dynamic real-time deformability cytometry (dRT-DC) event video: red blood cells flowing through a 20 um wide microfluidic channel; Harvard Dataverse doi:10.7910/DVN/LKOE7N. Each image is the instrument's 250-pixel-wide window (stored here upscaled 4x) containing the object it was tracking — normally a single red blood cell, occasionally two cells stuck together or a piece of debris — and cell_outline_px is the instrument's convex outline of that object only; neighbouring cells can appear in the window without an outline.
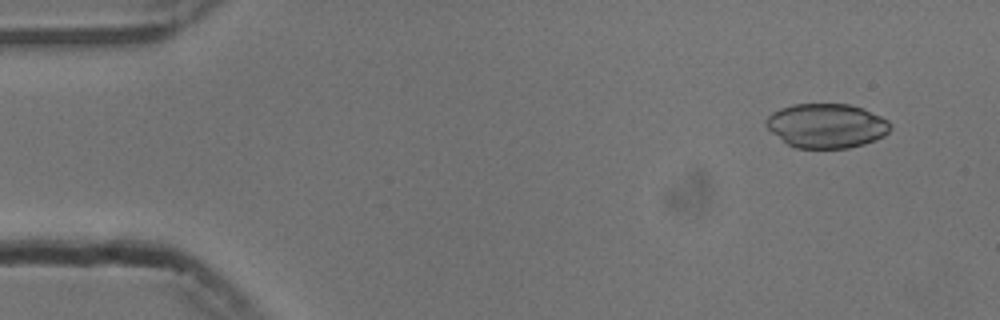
{"species": "common noctule bat (a hibernating species)", "species_latin": "Nyctalus noctula", "temperature_condition": "cold", "stored_images_in_passage": 53, "camera_frame_rate_fps": 3000, "um_per_image_px": 0.085, "animal": {"sex": "male", "body_mass_g": 13.3}, "frame": {"image": 1, "passage_image": 4, "time_ms": 1.0, "image_size_px": [1000, 320], "cell_outline_px": [[892, 128], [884, 136], [876, 140], [864, 144], [848, 148], [796, 148], [788, 144], [772, 132], [764, 124], [764, 120], [772, 112], [780, 108], [792, 104], [848, 104], [864, 108], [888, 120]], "centroid_in_image_um": [70.26, 10.68], "position_along_channel_um": 14.7, "area_um2": 32.25}}
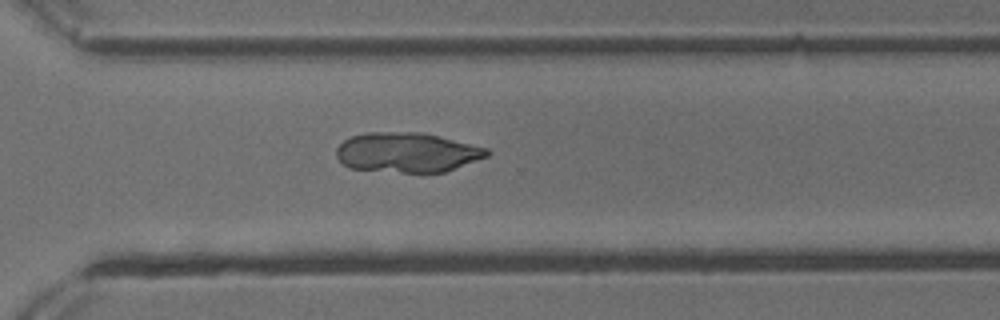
{"frame": {"image": 2, "passage_image": 38, "time_ms": 12.333, "image_size_px": [1000, 320], "cell_outline_px": [[492, 152], [488, 156], [444, 172], [400, 172], [348, 168], [336, 156], [336, 148], [344, 140], [352, 136], [368, 132], [420, 132], [488, 148]], "centroid_in_image_um": [34.59, 12.95], "position_along_channel_um": 336.0, "area_um2": 34.68}}
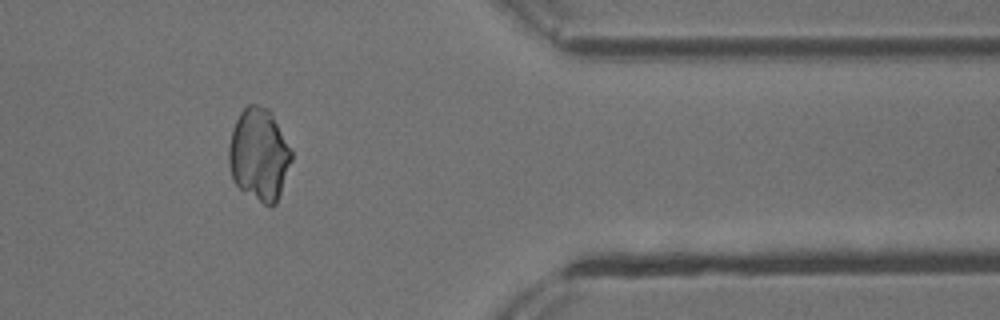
{"frame": {"image": 3, "passage_image": 44, "time_ms": 14.333, "image_size_px": [1000, 320], "cell_outline_px": [[292, 160], [276, 204], [272, 208], [264, 204], [240, 188], [232, 180], [228, 164], [228, 148], [232, 128], [240, 112], [248, 104], [256, 104], [268, 108], [272, 112], [292, 152]], "centroid_in_image_um": [22.0, 13.12], "position_along_channel_um": 389.4, "area_um2": 33.87}}